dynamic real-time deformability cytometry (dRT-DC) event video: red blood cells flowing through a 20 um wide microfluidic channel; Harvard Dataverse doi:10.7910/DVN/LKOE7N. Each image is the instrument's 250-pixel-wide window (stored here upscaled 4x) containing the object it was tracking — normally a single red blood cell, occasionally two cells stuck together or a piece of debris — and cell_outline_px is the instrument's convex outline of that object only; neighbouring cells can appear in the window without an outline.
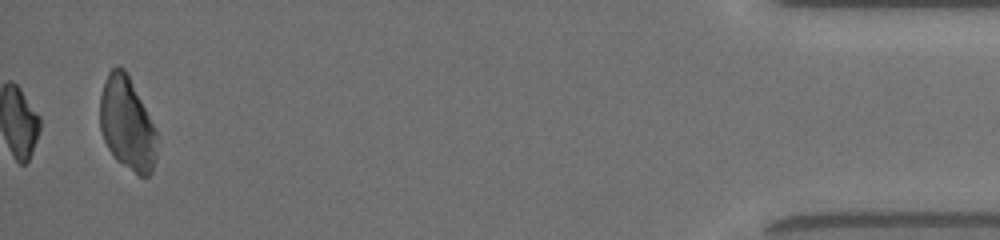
{"species": "common noctule bat (a hibernating species)", "species_latin": "Nyctalus noctula", "temperature_condition": "room temperature", "stored_images_in_passage": 25, "camera_frame_rate_fps": 3000, "um_per_image_px": 0.085, "animal": {"sex": "female", "body_mass_g": 19.5, "forearm_length_mm": 54.1}, "frame": {"image": 1, "passage_image": 25, "time_ms": 13.333, "image_size_px": [1000, 240], "cell_outline_px": [[156, 160], [152, 172], [148, 176], [140, 176], [116, 160], [112, 156], [104, 140], [100, 128], [100, 96], [104, 80], [108, 72], [116, 64], [124, 68], [128, 72], [156, 132]], "centroid_in_image_um": [10.78, 10.49], "position_along_channel_um": 424.4, "area_um2": 30.98}, "authors_computed_cell_mechanics": {"area_um2": 19.0162, "velocity_mm_per_s": 4.0601, "shape_relaxation_time_tau1_ms": 3.6367, "shape_relaxation_time_tau2_ms": 2.0216, "deformation_change_tau1": 0.1061, "deformation_change_tau2": 0.0803}}